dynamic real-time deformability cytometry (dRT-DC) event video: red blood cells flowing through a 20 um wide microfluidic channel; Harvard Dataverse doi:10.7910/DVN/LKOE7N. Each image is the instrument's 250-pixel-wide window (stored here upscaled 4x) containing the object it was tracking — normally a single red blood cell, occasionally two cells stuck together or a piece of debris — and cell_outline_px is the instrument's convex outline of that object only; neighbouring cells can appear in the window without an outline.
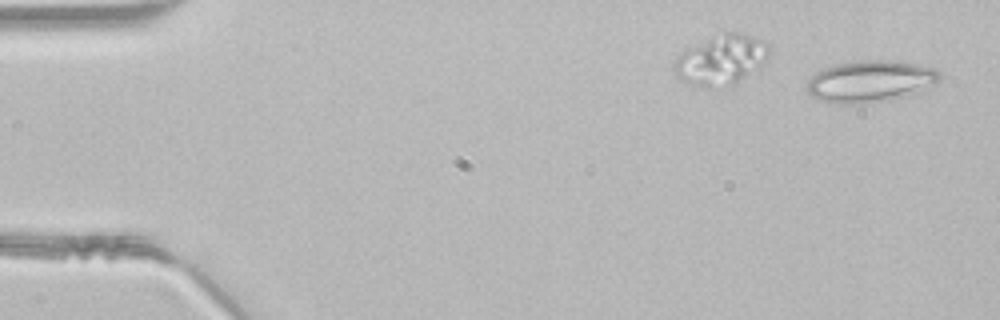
{"species": "common noctule bat (a hibernating species)", "species_latin": "Nyctalus noctula", "temperature_condition": "room temperature", "stored_images_in_passage": 18, "segment_of_instrument_passage": [1, 2], "camera_frame_rate_fps": 3000, "um_per_image_px": 0.085, "animal": {"sex": "male", "body_mass_g": 21.5, "forearm_length_mm": 52.0}, "frame": {"image": 1, "passage_image": 1, "time_ms": 0.0, "image_size_px": [1000, 320], "cell_outline_px": [[940, 80], [904, 96], [864, 104], [840, 104], [820, 100], [812, 96], [808, 92], [808, 80], [816, 72], [824, 68], [836, 64], [860, 60], [892, 60], [920, 64], [936, 68], [940, 72]], "centroid_in_image_um": [73.95, 6.89], "position_along_channel_um": 11.0, "area_um2": 31.96}}